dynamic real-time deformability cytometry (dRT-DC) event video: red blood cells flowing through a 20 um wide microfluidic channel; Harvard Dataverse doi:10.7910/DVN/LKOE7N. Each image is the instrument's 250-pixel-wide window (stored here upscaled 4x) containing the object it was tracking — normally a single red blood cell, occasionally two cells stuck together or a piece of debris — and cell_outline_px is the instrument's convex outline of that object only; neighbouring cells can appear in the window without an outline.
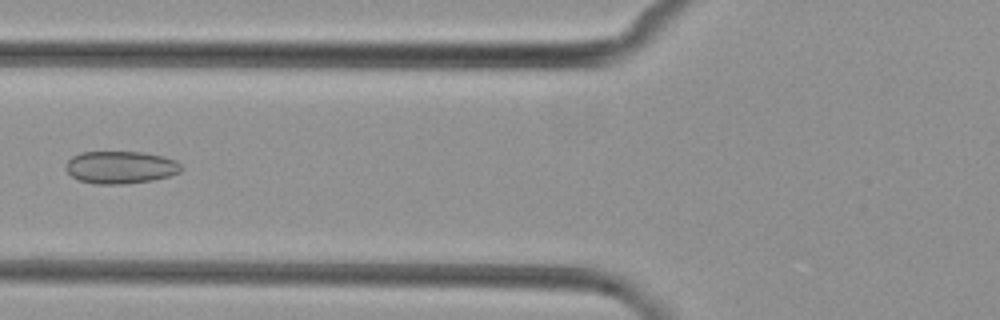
{"species": "common noctule bat (a hibernating species)", "species_latin": "Nyctalus noctula", "temperature_condition": "cold", "stored_images_in_passage": 7, "camera_frame_rate_fps": 3000, "um_per_image_px": 0.085, "animal": {"sex": "female", "body_mass_g": 29.2, "forearm_length_mm": 56.3}, "frame": {"image": 1, "passage_image": 7, "time_ms": 9.667, "image_size_px": [1000, 320], "cell_outline_px": [[184, 168], [180, 172], [168, 176], [152, 180], [124, 184], [96, 184], [80, 180], [72, 176], [64, 168], [64, 164], [72, 156], [84, 152], [144, 152], [176, 160]], "centroid_in_image_um": [10.24, 14.22], "position_along_channel_um": 115.6, "area_um2": 21.85}}